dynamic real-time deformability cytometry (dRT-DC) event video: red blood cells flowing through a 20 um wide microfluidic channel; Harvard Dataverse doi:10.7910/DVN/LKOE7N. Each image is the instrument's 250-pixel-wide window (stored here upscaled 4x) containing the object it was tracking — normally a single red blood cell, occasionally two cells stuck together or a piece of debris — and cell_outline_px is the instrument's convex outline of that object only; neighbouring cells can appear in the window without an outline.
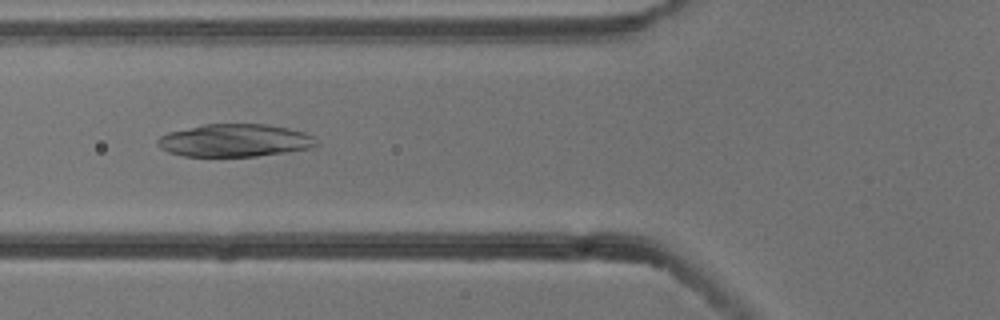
{"species": "common noctule bat (a hibernating species)", "species_latin": "Nyctalus noctula", "temperature_condition": "cold", "stored_images_in_passage": 8, "camera_frame_rate_fps": 3000, "um_per_image_px": 0.085, "animal": {"sex": "male", "body_mass_g": 13.3}, "frame": {"image": 1, "passage_image": 6, "time_ms": 1.667, "image_size_px": [1000, 320], "cell_outline_px": [[320, 144], [308, 148], [284, 152], [256, 156], [184, 156], [168, 152], [160, 148], [156, 144], [156, 140], [160, 136], [168, 132], [204, 124], [264, 124], [288, 128], [304, 132], [316, 136]], "centroid_in_image_um": [19.95, 11.93], "position_along_channel_um": 105.8, "area_um2": 30.35}}
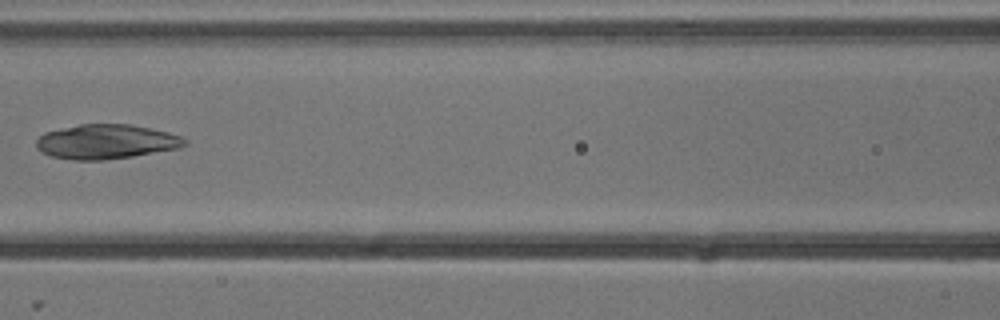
{"frame": {"image": 2, "passage_image": 7, "time_ms": 2.0, "image_size_px": [1000, 320], "cell_outline_px": [[188, 144], [180, 148], [132, 156], [104, 160], [72, 160], [52, 156], [40, 152], [36, 148], [36, 140], [44, 132], [60, 128], [80, 124], [128, 124], [168, 132], [180, 136], [188, 140]], "centroid_in_image_um": [9.01, 12.05], "position_along_channel_um": 157.6, "area_um2": 29.94}}
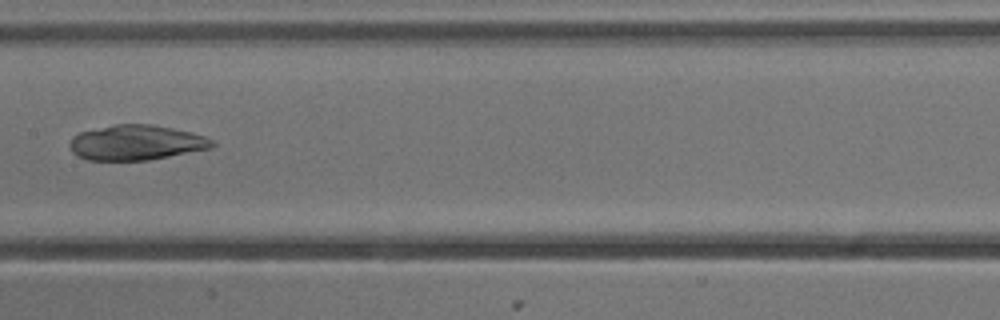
{"frame": {"image": 3, "passage_image": 8, "time_ms": 2.333, "image_size_px": [1000, 320], "cell_outline_px": [[216, 144], [212, 148], [148, 160], [88, 160], [76, 156], [72, 152], [68, 144], [72, 136], [80, 132], [116, 124], [152, 124], [192, 132], [204, 136], [212, 140]], "centroid_in_image_um": [11.56, 12.12], "position_along_channel_um": 195.8, "area_um2": 29.19}}